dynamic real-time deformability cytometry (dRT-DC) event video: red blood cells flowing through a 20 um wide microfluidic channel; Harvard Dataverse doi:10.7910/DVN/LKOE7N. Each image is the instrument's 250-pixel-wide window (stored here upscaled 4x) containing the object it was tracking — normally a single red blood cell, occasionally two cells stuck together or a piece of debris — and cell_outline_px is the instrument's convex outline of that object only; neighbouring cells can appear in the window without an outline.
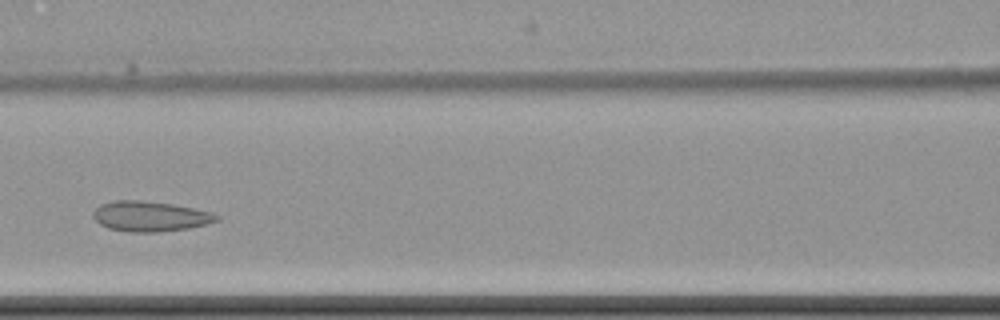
{"species": "common noctule bat (a hibernating species)", "species_latin": "Nyctalus noctula", "temperature_condition": "cold", "stored_images_in_passage": 8, "camera_frame_rate_fps": 3000, "um_per_image_px": 0.085, "animal": {"sex": "female", "body_mass_g": 22.7, "forearm_length_mm": 54.2}, "frame": {"image": 1, "passage_image": 6, "time_ms": 6.0, "image_size_px": [1000, 320], "cell_outline_px": [[220, 220], [188, 228], [156, 232], [132, 232], [108, 228], [100, 224], [92, 216], [92, 212], [100, 204], [116, 200], [140, 200], [172, 204], [212, 212], [220, 216]], "centroid_in_image_um": [12.74, 18.38], "position_along_channel_um": 153.9, "area_um2": 21.62}}
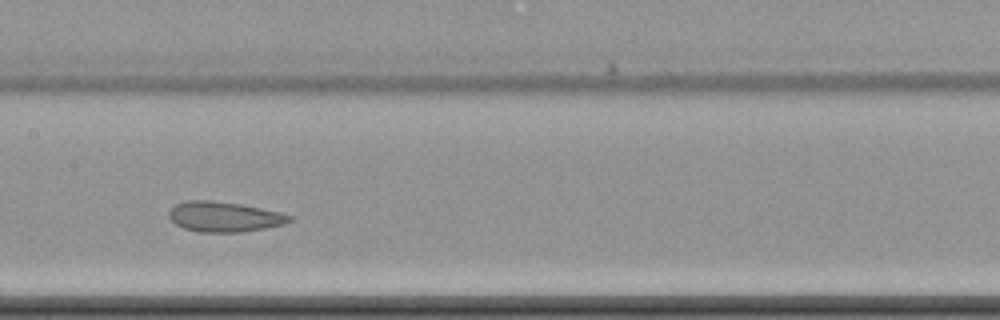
{"frame": {"image": 2, "passage_image": 7, "time_ms": 7.0, "image_size_px": [1000, 320], "cell_outline_px": [[292, 220], [284, 224], [264, 228], [240, 232], [196, 232], [184, 228], [176, 224], [168, 216], [168, 212], [176, 204], [188, 200], [212, 200], [240, 204], [280, 212], [292, 216]], "centroid_in_image_um": [19.04, 18.42], "position_along_channel_um": 188.4, "area_um2": 21.1}}
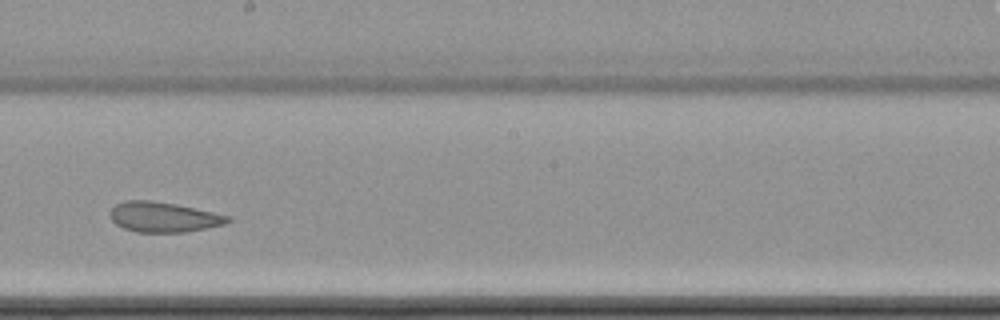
{"frame": {"image": 3, "passage_image": 8, "time_ms": 8.333, "image_size_px": [1000, 320], "cell_outline_px": [[232, 220], [224, 224], [208, 228], [184, 232], [136, 232], [124, 228], [116, 224], [112, 220], [112, 208], [116, 204], [124, 200], [152, 200], [176, 204], [232, 216]], "centroid_in_image_um": [13.94, 18.44], "position_along_channel_um": 234.3, "area_um2": 20.63}}